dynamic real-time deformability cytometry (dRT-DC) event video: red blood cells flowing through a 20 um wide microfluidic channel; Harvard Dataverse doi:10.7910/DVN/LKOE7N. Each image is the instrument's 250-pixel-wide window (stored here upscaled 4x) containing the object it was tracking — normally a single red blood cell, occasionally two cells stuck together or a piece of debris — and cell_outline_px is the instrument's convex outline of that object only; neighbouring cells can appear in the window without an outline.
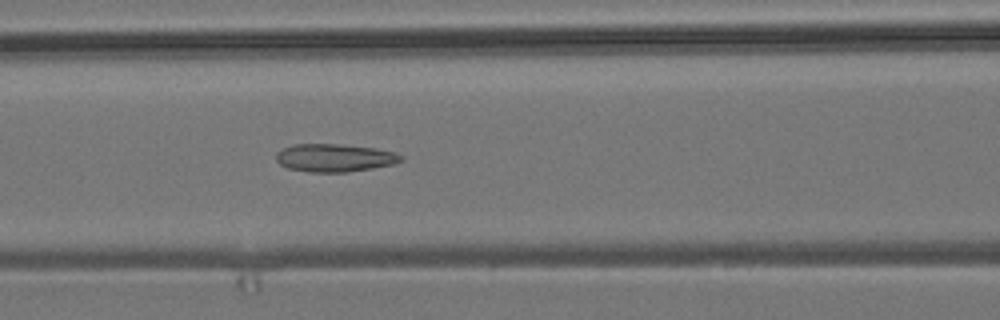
{"species": "common noctule bat (a hibernating species)", "species_latin": "Nyctalus noctula", "temperature_condition": "room temperature", "stored_images_in_passage": 52, "camera_frame_rate_fps": 3000, "um_per_image_px": 0.085, "animal": {"sex": "male", "body_mass_g": 19.2, "forearm_length_mm": 51.8}, "frame": {"image": 1, "passage_image": 21, "time_ms": 6.667, "image_size_px": [1000, 320], "cell_outline_px": [[404, 160], [396, 164], [348, 172], [308, 172], [288, 168], [280, 164], [276, 160], [276, 152], [292, 144], [336, 144], [376, 148], [396, 152], [404, 156]], "centroid_in_image_um": [28.48, 13.41], "position_along_channel_um": 138.1, "area_um2": 20.52}}
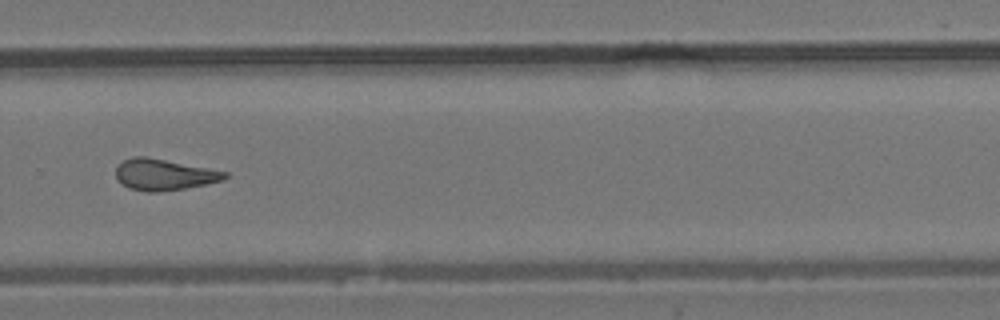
{"frame": {"image": 2, "passage_image": 35, "time_ms": 11.333, "image_size_px": [1000, 320], "cell_outline_px": [[228, 176], [224, 180], [184, 188], [160, 192], [148, 192], [128, 188], [116, 180], [116, 168], [124, 160], [132, 156], [144, 156], [208, 168], [228, 172]], "centroid_in_image_um": [13.91, 14.85], "position_along_channel_um": 315.9, "area_um2": 19.71}}
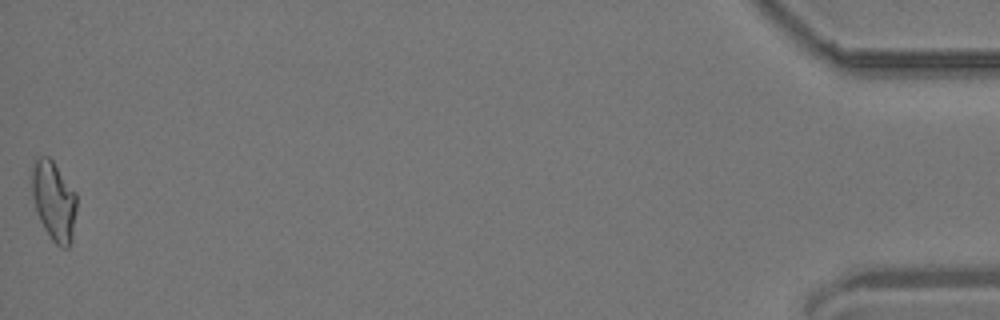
{"frame": {"image": 3, "passage_image": 52, "time_ms": 17.0, "image_size_px": [1000, 320], "cell_outline_px": [[76, 212], [72, 240], [68, 248], [60, 248], [52, 240], [44, 228], [36, 212], [32, 196], [32, 168], [36, 160], [40, 156], [48, 156], [52, 160], [76, 192]], "centroid_in_image_um": [4.59, 17.1], "position_along_channel_um": 430.6, "area_um2": 20.75}, "authors_computed_cell_mechanics": {"area_um2": 20.0277, "velocity_mm_per_s": 3.8194, "shape_relaxation_time_tau1_ms": null, "shape_relaxation_time_tau2_ms": 3.6559, "deformation_change_tau1": null, "deformation_change_tau2": 0.141}}